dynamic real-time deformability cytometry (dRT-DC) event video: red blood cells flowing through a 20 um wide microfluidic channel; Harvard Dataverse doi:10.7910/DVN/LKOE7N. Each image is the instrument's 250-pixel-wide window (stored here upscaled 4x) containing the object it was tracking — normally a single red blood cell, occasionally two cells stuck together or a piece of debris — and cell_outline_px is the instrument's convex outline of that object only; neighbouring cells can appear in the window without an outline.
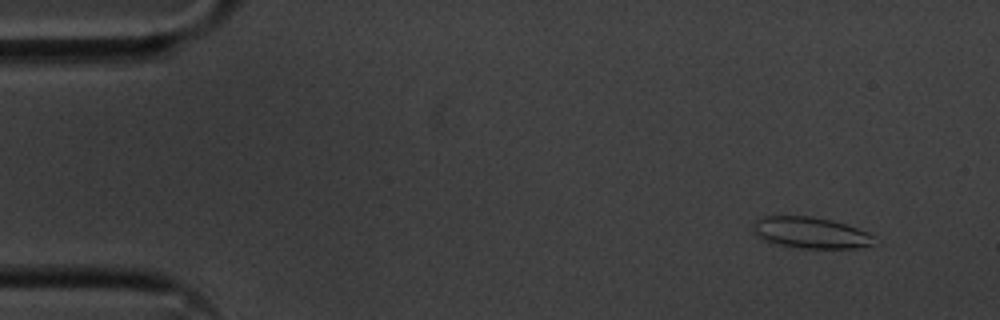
{"species": "common noctule bat (a hibernating species)", "species_latin": "Nyctalus noctula", "temperature_condition": "cold", "stored_images_in_passage": 52, "camera_frame_rate_fps": 3000, "um_per_image_px": 0.085, "animal": {"sex": "male", "body_mass_g": 20.1, "forearm_length_mm": 53.5}, "frame": {"image": 1, "passage_image": 1, "time_ms": 0.0, "image_size_px": [1000, 320], "cell_outline_px": [[872, 244], [856, 248], [800, 248], [780, 244], [764, 240], [756, 236], [752, 228], [752, 224], [756, 220], [764, 216], [812, 216], [832, 220], [868, 232], [872, 236]], "centroid_in_image_um": [68.84, 19.77], "position_along_channel_um": 16.2, "area_um2": 21.79}}
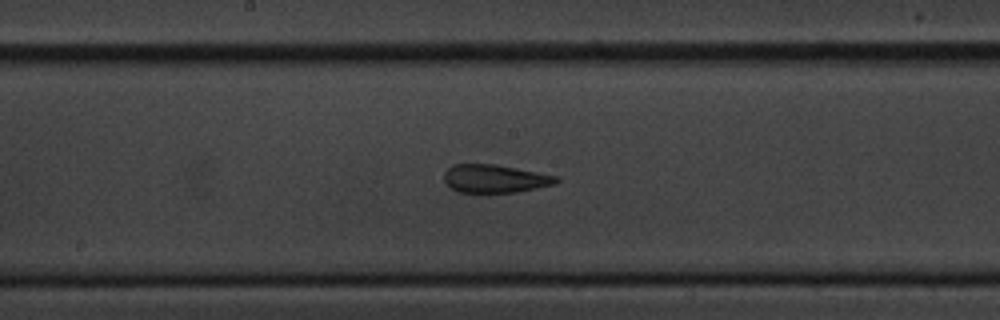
{"frame": {"image": 2, "passage_image": 25, "time_ms": 8.0, "image_size_px": [1000, 320], "cell_outline_px": [[560, 180], [556, 184], [516, 192], [460, 192], [452, 188], [444, 180], [444, 172], [452, 164], [496, 164], [560, 176]], "centroid_in_image_um": [42.11, 15.17], "position_along_channel_um": 206.1, "area_um2": 18.44}}
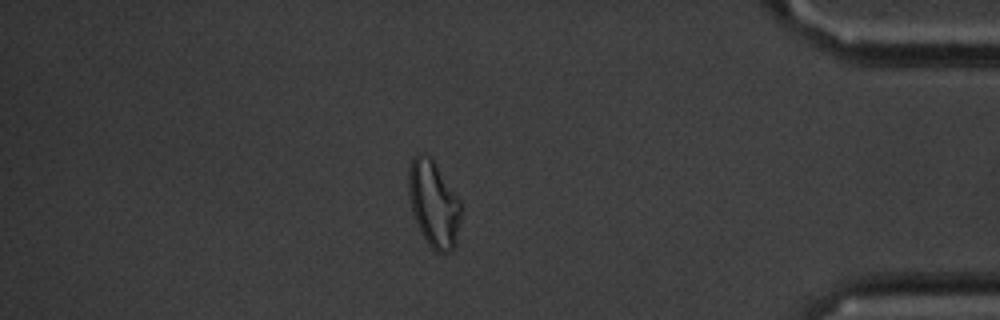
{"frame": {"image": 3, "passage_image": 44, "time_ms": 14.333, "image_size_px": [1000, 320], "cell_outline_px": [[460, 216], [456, 244], [452, 252], [436, 252], [428, 244], [412, 212], [408, 192], [408, 168], [412, 156], [416, 152], [424, 152], [432, 156], [460, 200]], "centroid_in_image_um": [36.85, 17.24], "position_along_channel_um": 398.4, "area_um2": 26.65}, "authors_computed_cell_mechanics": {"area_um2": 20.3167, "velocity_mm_per_s": 3.5892, "shape_relaxation_time_tau1_ms": 6.5751, "shape_relaxation_time_tau2_ms": 2.185, "deformation_change_tau1": 0.1637, "deformation_change_tau2": 0.0944}}